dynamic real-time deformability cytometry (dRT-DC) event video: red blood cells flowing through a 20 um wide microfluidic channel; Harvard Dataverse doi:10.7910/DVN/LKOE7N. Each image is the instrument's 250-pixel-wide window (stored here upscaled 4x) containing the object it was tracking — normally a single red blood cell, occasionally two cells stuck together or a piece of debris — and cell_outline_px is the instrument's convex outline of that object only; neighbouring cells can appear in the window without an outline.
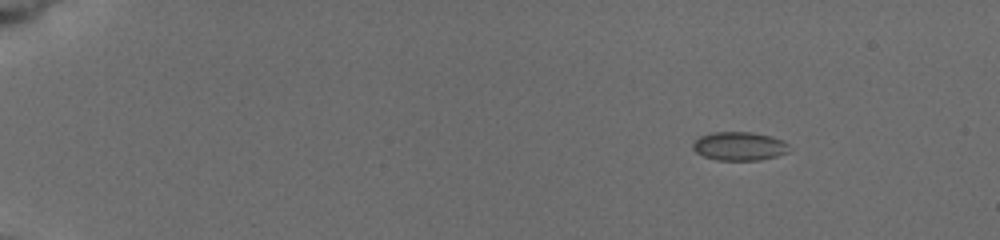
{"species": "common noctule bat (a hibernating species)", "species_latin": "Nyctalus noctula", "temperature_condition": "cold", "stored_images_in_passage": 9, "camera_frame_rate_fps": 3000, "um_per_image_px": 0.085, "animal": {"sex": "female", "body_mass_g": 19.5, "forearm_length_mm": 54.1}, "frame": {"image": 1, "passage_image": 2, "time_ms": 1.333, "image_size_px": [1000, 240], "cell_outline_px": [[792, 148], [788, 152], [776, 156], [760, 160], [716, 160], [704, 156], [696, 152], [692, 148], [692, 144], [700, 136], [712, 132], [752, 132], [772, 136], [784, 140]], "centroid_in_image_um": [62.88, 12.42], "position_along_channel_um": 22.1, "area_um2": 16.24}}
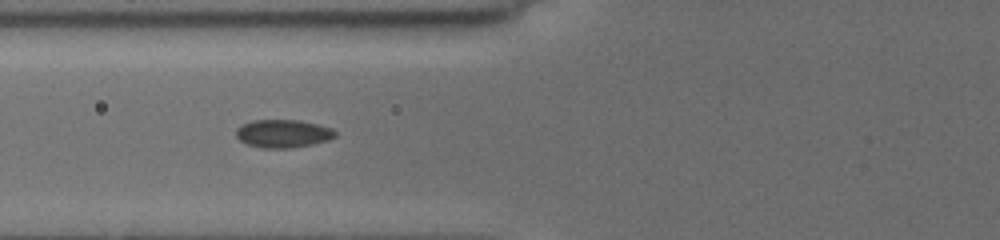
{"frame": {"image": 2, "passage_image": 8, "time_ms": 6.667, "image_size_px": [1000, 240], "cell_outline_px": [[336, 136], [328, 140], [312, 144], [292, 148], [260, 148], [248, 144], [240, 140], [236, 136], [236, 128], [252, 120], [296, 120], [316, 124], [332, 128], [336, 132]], "centroid_in_image_um": [24.05, 11.36], "position_along_channel_um": 101.7, "area_um2": 16.13}}
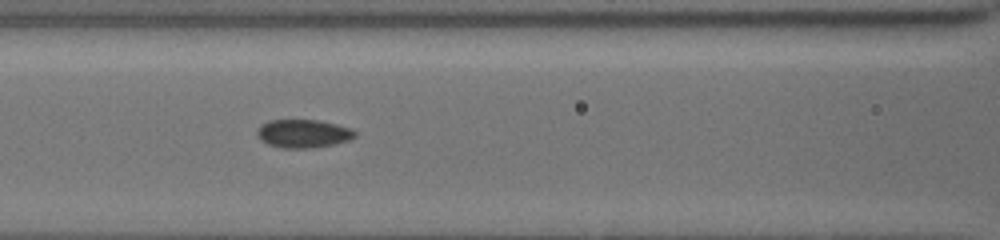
{"frame": {"image": 3, "passage_image": 9, "time_ms": 7.667, "image_size_px": [1000, 240], "cell_outline_px": [[356, 136], [348, 140], [332, 144], [312, 148], [280, 148], [268, 144], [256, 132], [268, 120], [316, 120], [348, 128], [356, 132]], "centroid_in_image_um": [25.77, 11.36], "position_along_channel_um": 140.8, "area_um2": 15.61}}